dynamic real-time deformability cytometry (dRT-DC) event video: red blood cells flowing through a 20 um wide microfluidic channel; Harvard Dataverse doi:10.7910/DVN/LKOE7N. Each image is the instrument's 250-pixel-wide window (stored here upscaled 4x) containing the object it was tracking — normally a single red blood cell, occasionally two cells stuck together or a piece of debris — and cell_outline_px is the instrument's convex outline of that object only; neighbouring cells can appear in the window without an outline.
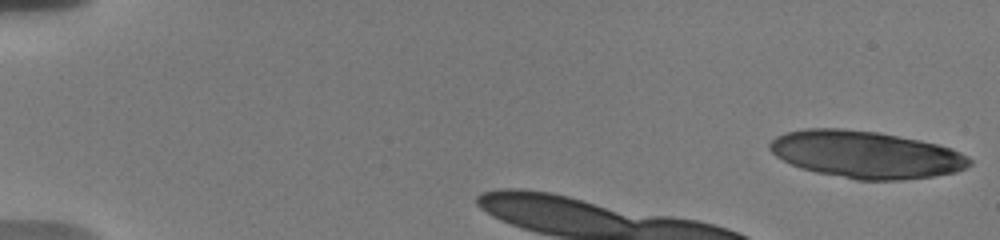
{"species": "human", "species_latin": "Homo sapiens", "temperature_condition": "warm", "stored_images_in_passage": 10, "camera_frame_rate_fps": 3000, "um_per_image_px": 0.085, "donor": {"sex": "male"}, "frame": {"image": 1, "passage_image": 1, "time_ms": 0.0, "image_size_px": [1000, 240], "cell_outline_px": [[972, 164], [956, 172], [932, 176], [896, 180], [856, 180], [816, 172], [792, 164], [776, 156], [768, 148], [768, 144], [776, 136], [784, 132], [808, 128], [840, 128], [876, 132], [920, 140], [952, 148], [968, 156], [972, 160]], "centroid_in_image_um": [73.6, 13.13], "position_along_channel_um": 11.4, "area_um2": 54.74}}
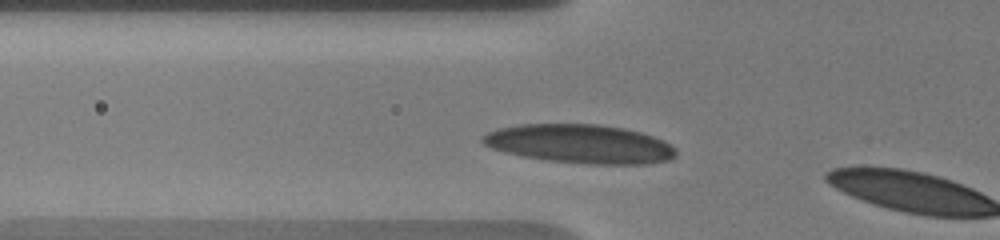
{"frame": {"image": 2, "passage_image": 9, "time_ms": 2.667, "image_size_px": [1000, 240], "cell_outline_px": [[676, 156], [672, 160], [648, 164], [588, 164], [548, 160], [524, 156], [492, 148], [484, 144], [480, 140], [480, 136], [496, 128], [520, 124], [596, 124], [624, 128], [640, 132], [664, 140], [676, 148]], "centroid_in_image_um": [49.33, 12.23], "position_along_channel_um": 76.5, "area_um2": 43.87}}